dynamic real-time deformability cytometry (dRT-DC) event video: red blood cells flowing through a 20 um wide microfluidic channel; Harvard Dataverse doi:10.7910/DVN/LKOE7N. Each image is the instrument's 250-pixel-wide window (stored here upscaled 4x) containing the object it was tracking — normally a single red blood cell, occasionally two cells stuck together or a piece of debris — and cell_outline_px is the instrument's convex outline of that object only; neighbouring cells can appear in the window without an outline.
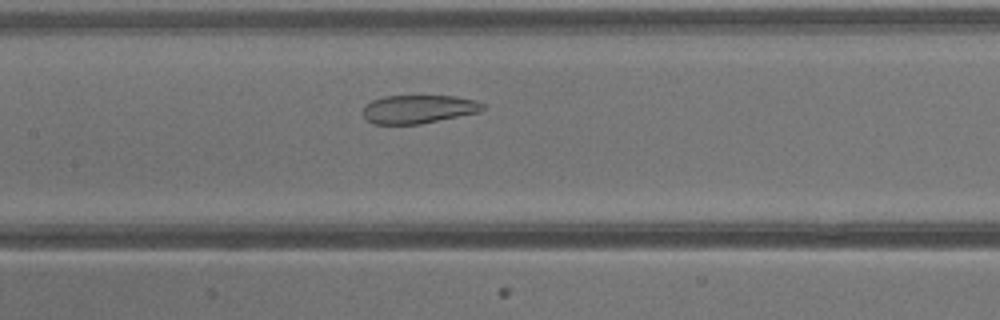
{"species": "common noctule bat (a hibernating species)", "species_latin": "Nyctalus noctula", "temperature_condition": "warm", "stored_images_in_passage": 34, "camera_frame_rate_fps": 3000, "um_per_image_px": 0.085, "animal": {"sex": "male", "body_mass_g": 13.3}, "frame": {"image": 1, "passage_image": 13, "time_ms": 4.0, "image_size_px": [1000, 320], "cell_outline_px": [[484, 108], [480, 112], [420, 124], [372, 124], [364, 120], [360, 112], [364, 104], [372, 100], [384, 96], [456, 96], [476, 100], [484, 104]], "centroid_in_image_um": [35.5, 9.28], "position_along_channel_um": 171.9, "area_um2": 20.23}}
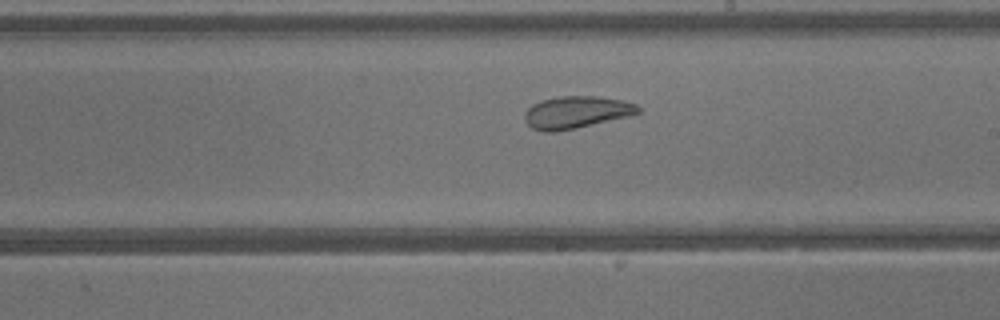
{"frame": {"image": 2, "passage_image": 17, "time_ms": 5.333, "image_size_px": [1000, 320], "cell_outline_px": [[640, 112], [628, 116], [576, 128], [556, 132], [544, 132], [532, 128], [524, 120], [524, 112], [532, 104], [540, 100], [560, 96], [596, 96], [624, 100], [636, 104], [640, 108]], "centroid_in_image_um": [48.95, 9.54], "position_along_channel_um": 240.0, "area_um2": 21.39}}
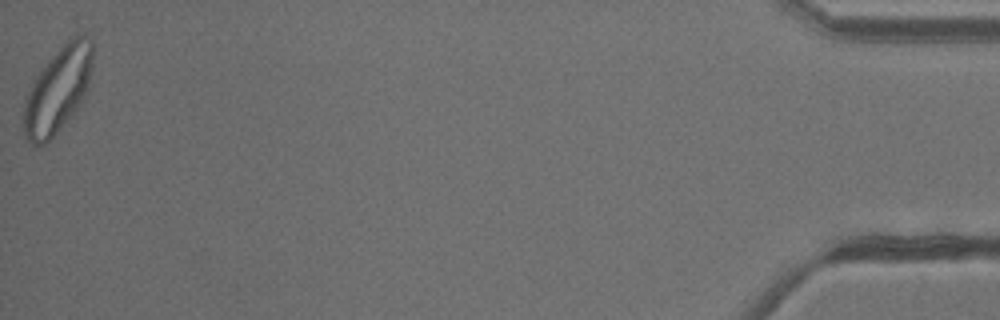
{"frame": {"image": 3, "passage_image": 34, "time_ms": 11.0, "image_size_px": [1000, 320], "cell_outline_px": [[92, 68], [84, 96], [80, 104], [72, 116], [44, 144], [32, 144], [24, 136], [24, 96], [36, 76], [52, 56], [68, 40], [76, 36], [84, 36], [92, 40]], "centroid_in_image_um": [4.9, 7.66], "position_along_channel_um": 430.3, "area_um2": 33.76}}